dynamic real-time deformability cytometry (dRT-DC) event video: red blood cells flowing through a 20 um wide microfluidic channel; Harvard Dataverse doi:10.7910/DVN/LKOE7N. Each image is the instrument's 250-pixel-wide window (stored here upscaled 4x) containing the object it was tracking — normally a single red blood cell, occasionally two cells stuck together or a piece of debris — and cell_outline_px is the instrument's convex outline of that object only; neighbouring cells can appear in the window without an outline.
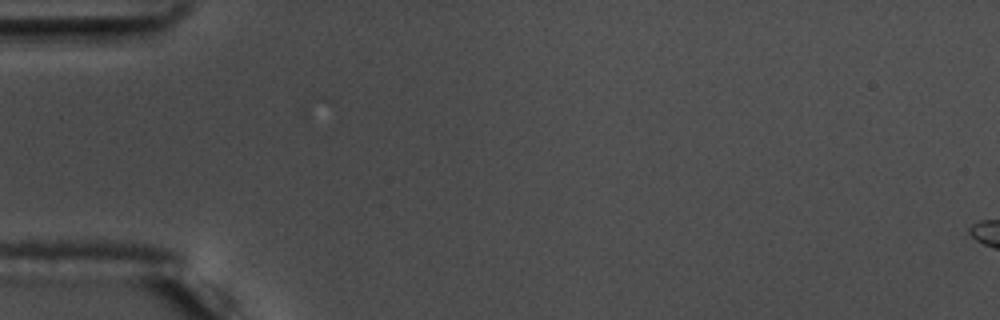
{"species": "common noctule bat (a hibernating species)", "species_latin": "Nyctalus noctula", "temperature_condition": "warm", "stored_images_in_passage": 3, "camera_frame_rate_fps": 3000, "um_per_image_px": 0.085, "animal": {"sex": "male", "body_mass_g": 17.5, "forearm_length_mm": 52.3}, "frame": {"image": 1, "passage_image": 1, "time_ms": 0.0, "image_size_px": [1000, 320], "cell_outline_px": [[164, 24], [120, 48], [20, 48], [36, 28], [156, 24]], "centroid_in_image_um": [7.42, 3.1], "position_along_channel_um": 77.6, "area_um2": 17.8}}